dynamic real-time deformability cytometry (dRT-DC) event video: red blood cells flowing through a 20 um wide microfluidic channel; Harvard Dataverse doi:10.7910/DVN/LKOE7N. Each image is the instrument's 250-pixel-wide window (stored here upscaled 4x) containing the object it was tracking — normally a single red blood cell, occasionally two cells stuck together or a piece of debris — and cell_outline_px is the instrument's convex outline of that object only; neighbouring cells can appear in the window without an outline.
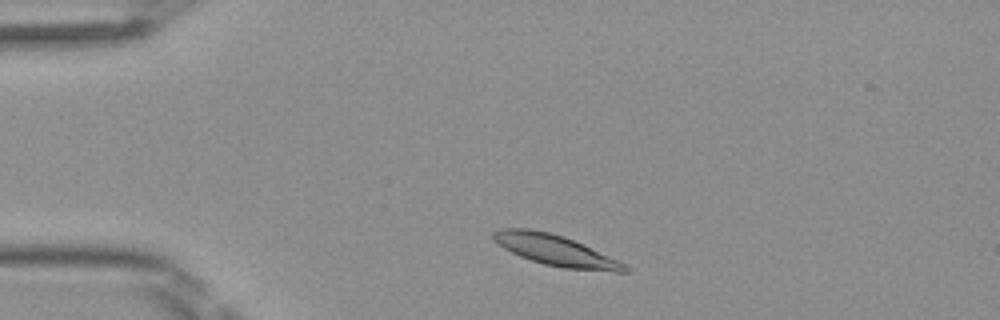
{"species": "Egyptian fruit bat (a non-hibernating species)", "species_latin": "Rousettus aegyptiacus", "temperature_condition": "room temperature", "stored_images_in_passage": 43, "camera_frame_rate_fps": 3000, "um_per_image_px": 0.085, "frame": {"image": 1, "passage_image": 4, "time_ms": 1.0, "image_size_px": [1000, 320], "cell_outline_px": [[628, 272], [612, 272], [564, 268], [544, 264], [520, 256], [504, 248], [492, 240], [492, 232], [500, 228], [528, 228], [548, 232], [564, 236], [628, 264]], "centroid_in_image_um": [47.23, 21.28], "position_along_channel_um": 37.8, "area_um2": 23.58}}
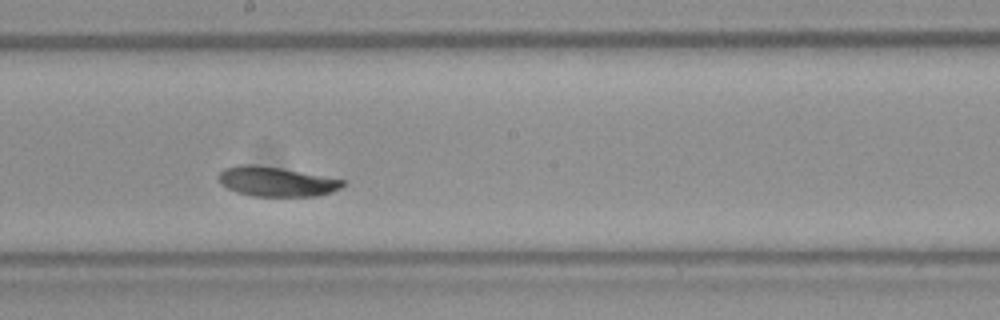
{"frame": {"image": 2, "passage_image": 21, "time_ms": 6.667, "image_size_px": [1000, 320], "cell_outline_px": [[344, 184], [340, 188], [332, 192], [316, 196], [252, 196], [236, 192], [220, 184], [216, 176], [224, 168], [240, 164], [256, 164], [280, 168], [344, 180]], "centroid_in_image_um": [23.42, 15.43], "position_along_channel_um": 224.8, "area_um2": 21.44}}
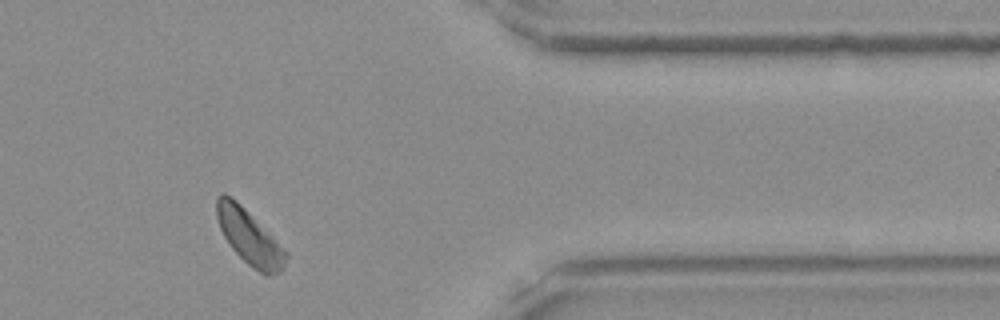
{"frame": {"image": 3, "passage_image": 35, "time_ms": 11.333, "image_size_px": [1000, 320], "cell_outline_px": [[288, 256], [284, 268], [280, 272], [272, 276], [264, 276], [248, 264], [228, 244], [220, 228], [216, 216], [216, 196], [220, 192], [224, 192], [236, 200], [288, 252]], "centroid_in_image_um": [21.19, 20.17], "position_along_channel_um": 390.2, "area_um2": 22.08}, "authors_computed_cell_mechanics": {"area_um2": 22.3686, "velocity_mm_per_s": 3.9913, "shape_relaxation_time_tau1_ms": 2.1197, "shape_relaxation_time_tau2_ms": null, "deformation_change_tau1": 0.0866, "deformation_change_tau2": null}}